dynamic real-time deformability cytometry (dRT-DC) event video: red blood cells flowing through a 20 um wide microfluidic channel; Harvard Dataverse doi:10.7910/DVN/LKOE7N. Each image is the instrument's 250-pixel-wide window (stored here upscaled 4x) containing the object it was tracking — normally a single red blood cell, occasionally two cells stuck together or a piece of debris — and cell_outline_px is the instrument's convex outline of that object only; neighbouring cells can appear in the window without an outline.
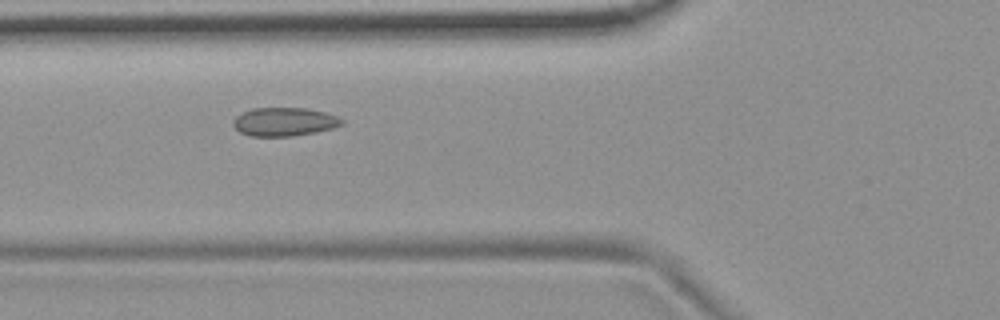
{"species": "common noctule bat (a hibernating species)", "species_latin": "Nyctalus noctula", "temperature_condition": "room temperature", "stored_images_in_passage": 47, "camera_frame_rate_fps": 3000, "um_per_image_px": 0.085, "animal": {"sex": "female", "body_mass_g": 19.9}, "frame": {"image": 1, "passage_image": 17, "time_ms": 5.333, "image_size_px": [1000, 320], "cell_outline_px": [[344, 124], [332, 128], [316, 132], [292, 136], [252, 136], [240, 132], [232, 124], [232, 120], [236, 116], [252, 108], [308, 108], [324, 112], [336, 116], [344, 120]], "centroid_in_image_um": [24.17, 10.35], "position_along_channel_um": 101.6, "area_um2": 18.03}}
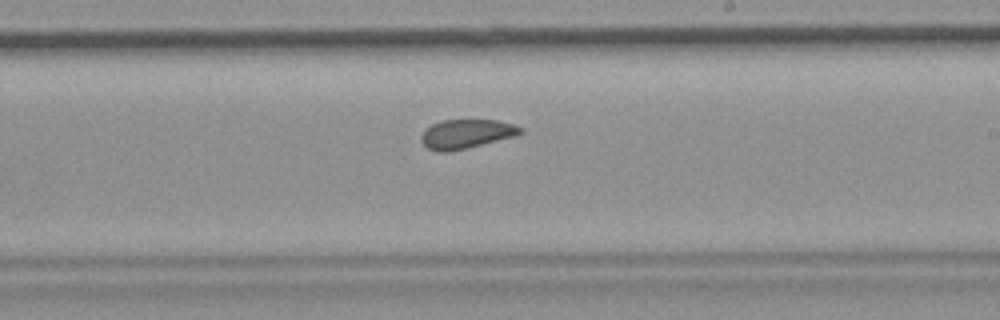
{"frame": {"image": 2, "passage_image": 29, "time_ms": 9.333, "image_size_px": [1000, 320], "cell_outline_px": [[524, 132], [516, 136], [468, 148], [448, 152], [436, 152], [428, 148], [420, 140], [420, 136], [432, 124], [440, 120], [496, 120], [512, 124], [524, 128]], "centroid_in_image_um": [39.65, 11.39], "position_along_channel_um": 249.3, "area_um2": 16.94}}
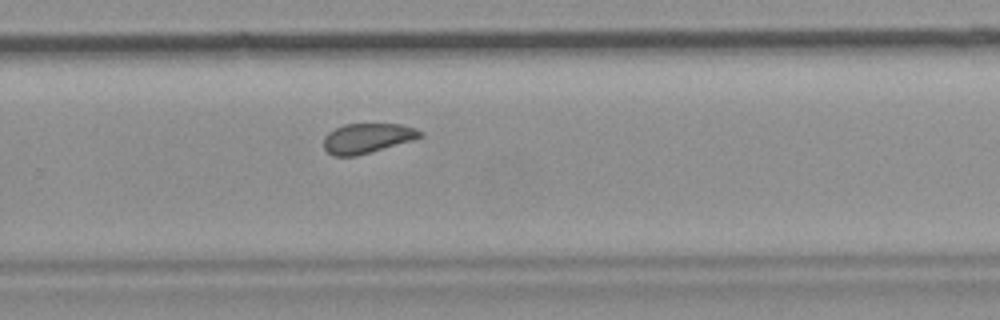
{"frame": {"image": 3, "passage_image": 33, "time_ms": 10.667, "image_size_px": [1000, 320], "cell_outline_px": [[424, 136], [412, 140], [356, 156], [332, 156], [324, 148], [324, 136], [328, 132], [344, 124], [400, 124], [416, 128], [424, 132]], "centroid_in_image_um": [31.22, 11.74], "position_along_channel_um": 298.6, "area_um2": 16.76}}